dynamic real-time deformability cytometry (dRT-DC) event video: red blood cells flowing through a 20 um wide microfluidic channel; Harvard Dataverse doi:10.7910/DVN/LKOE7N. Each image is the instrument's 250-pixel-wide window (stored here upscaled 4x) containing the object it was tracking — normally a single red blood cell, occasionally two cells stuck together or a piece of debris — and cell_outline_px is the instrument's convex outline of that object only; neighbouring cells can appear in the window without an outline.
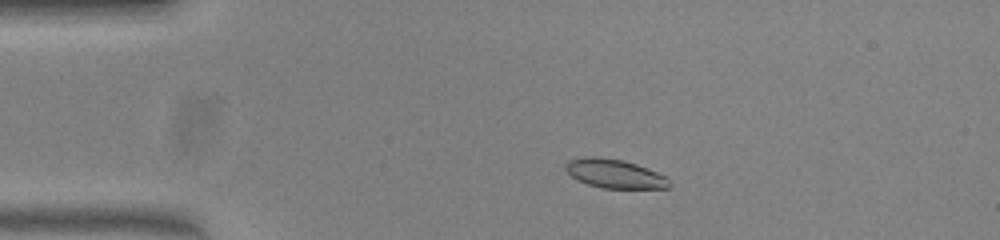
{"species": "common noctule bat (a hibernating species)", "species_latin": "Nyctalus noctula", "temperature_condition": "warm", "stored_images_in_passage": 47, "camera_frame_rate_fps": 3000, "um_per_image_px": 0.085, "animal": {"sex": "female", "body_mass_g": 23.0, "forearm_length_mm": 53.4}, "frame": {"image": 1, "passage_image": 6, "time_ms": 1.667, "image_size_px": [1000, 240], "cell_outline_px": [[672, 184], [668, 188], [604, 188], [588, 184], [576, 180], [564, 168], [564, 164], [568, 160], [584, 156], [596, 156], [620, 160], [636, 164], [668, 176]], "centroid_in_image_um": [52.25, 14.76], "position_along_channel_um": 32.8, "area_um2": 17.57}}
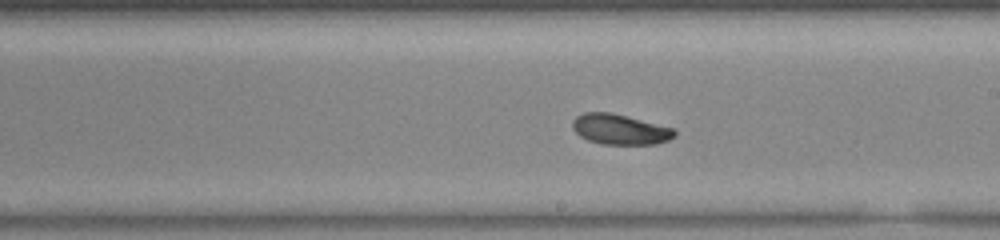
{"frame": {"image": 2, "passage_image": 25, "time_ms": 8.0, "image_size_px": [1000, 240], "cell_outline_px": [[676, 136], [668, 140], [656, 144], [600, 144], [588, 140], [580, 136], [572, 128], [572, 120], [576, 116], [584, 112], [612, 112], [672, 128], [676, 132]], "centroid_in_image_um": [52.66, 10.99], "position_along_channel_um": 236.3, "area_um2": 18.03}}
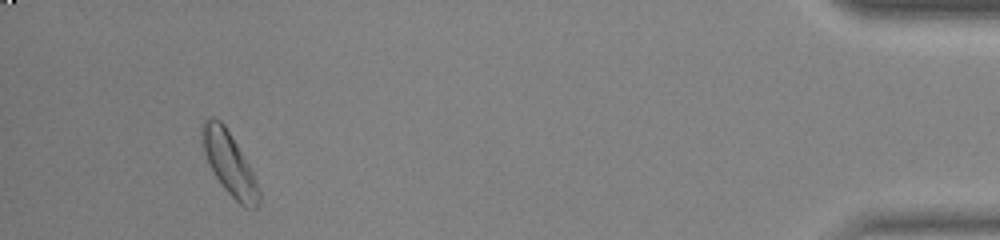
{"frame": {"image": 3, "passage_image": 44, "time_ms": 14.333, "image_size_px": [1000, 240], "cell_outline_px": [[260, 200], [256, 208], [244, 208], [224, 188], [208, 164], [200, 140], [200, 124], [208, 116], [212, 116], [220, 120], [224, 124], [248, 164], [256, 180], [260, 192]], "centroid_in_image_um": [19.44, 13.85], "position_along_channel_um": 415.8, "area_um2": 20.75}, "authors_computed_cell_mechanics": {"area_um2": 18.1492, "velocity_mm_per_s": 3.9614, "shape_relaxation_time_tau1_ms": 1.9102, "shape_relaxation_time_tau2_ms": 4.5538, "deformation_change_tau1": 0.1086, "deformation_change_tau2": 0.1028}}